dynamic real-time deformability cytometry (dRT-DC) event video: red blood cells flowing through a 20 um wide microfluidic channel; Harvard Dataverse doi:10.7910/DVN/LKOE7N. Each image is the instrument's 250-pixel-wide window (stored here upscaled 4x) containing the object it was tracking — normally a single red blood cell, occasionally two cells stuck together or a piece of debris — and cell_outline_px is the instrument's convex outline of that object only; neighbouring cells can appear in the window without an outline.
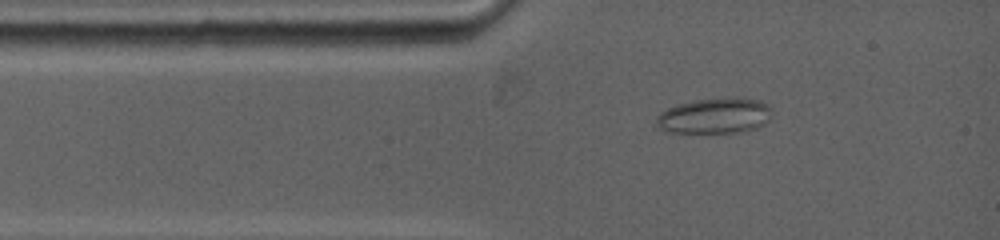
{"species": "common noctule bat (a hibernating species)", "species_latin": "Nyctalus noctula", "temperature_condition": "warm", "stored_images_in_passage": 38, "camera_frame_rate_fps": 5000, "um_per_image_px": 0.085, "animal": {"sex": "female", "body_mass_g": 19.0, "forearm_length_mm": 53.3}, "frame": {"image": 1, "passage_image": 4, "time_ms": 1.2, "image_size_px": [1000, 240], "cell_outline_px": [[772, 108], [768, 120], [764, 124], [756, 128], [740, 132], [664, 132], [656, 128], [656, 116], [660, 112], [676, 104], [696, 100], [724, 96], [736, 96], [760, 100], [772, 104]], "centroid_in_image_um": [60.76, 9.81], "position_along_channel_um": 24.2, "area_um2": 24.62}}
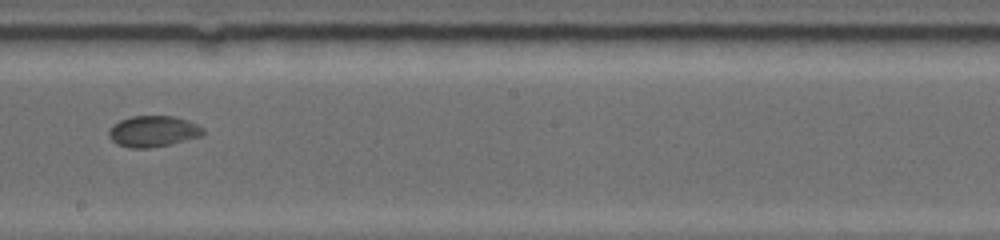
{"frame": {"image": 2, "passage_image": 19, "time_ms": 7.0, "image_size_px": [1000, 240], "cell_outline_px": [[204, 132], [200, 136], [168, 144], [144, 148], [132, 148], [116, 144], [108, 136], [108, 132], [112, 124], [120, 120], [132, 116], [172, 116], [188, 120], [204, 128]], "centroid_in_image_um": [12.97, 11.15], "position_along_channel_um": 235.2, "area_um2": 16.88}}
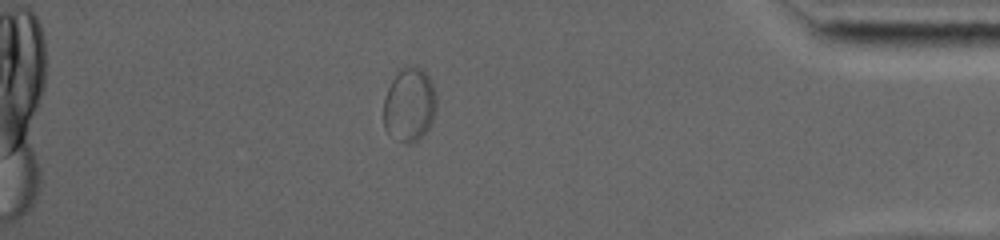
{"frame": {"image": 3, "passage_image": 33, "time_ms": 12.4, "image_size_px": [1000, 240], "cell_outline_px": [[436, 108], [432, 120], [428, 128], [416, 140], [408, 144], [388, 136], [384, 128], [384, 96], [396, 72], [400, 68], [416, 64], [428, 76], [432, 84], [436, 96]], "centroid_in_image_um": [34.77, 8.89], "position_along_channel_um": 400.4, "area_um2": 22.83}, "authors_computed_cell_mechanics": {"area_um2": 17.8024, "velocity_mm_per_s": 3.8392, "shape_relaxation_time_tau1_ms": null, "shape_relaxation_time_tau2_ms": 3.7392, "deformation_change_tau1": null, "deformation_change_tau2": 0.033}}